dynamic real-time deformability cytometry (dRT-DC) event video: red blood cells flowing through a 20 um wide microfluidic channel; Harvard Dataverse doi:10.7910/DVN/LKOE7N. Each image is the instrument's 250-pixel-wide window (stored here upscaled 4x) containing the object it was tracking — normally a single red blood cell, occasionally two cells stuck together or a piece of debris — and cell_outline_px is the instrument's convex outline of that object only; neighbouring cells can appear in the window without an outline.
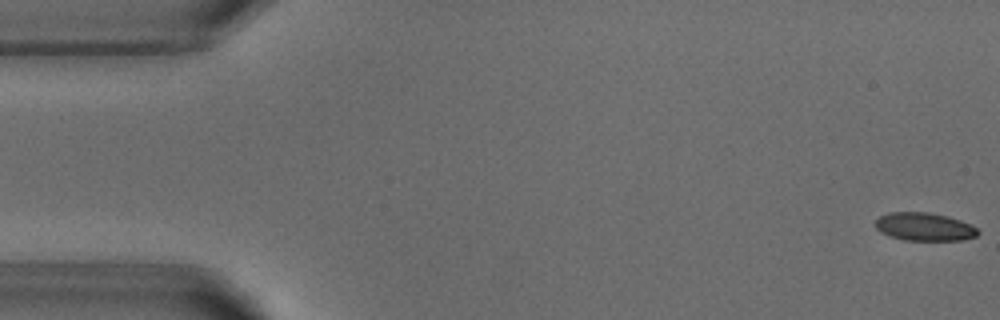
{"species": "common noctule bat (a hibernating species)", "species_latin": "Nyctalus noctula", "temperature_condition": "warm", "stored_images_in_passage": 52, "camera_frame_rate_fps": 3000, "um_per_image_px": 0.085, "animal": {"sex": "male", "body_mass_g": 18.8}, "frame": {"image": 1, "passage_image": 1, "time_ms": 0.0, "image_size_px": [1000, 320], "cell_outline_px": [[980, 232], [976, 236], [964, 240], [904, 240], [888, 236], [880, 232], [876, 228], [876, 220], [880, 216], [888, 212], [928, 212], [948, 216], [972, 224]], "centroid_in_image_um": [78.58, 19.27], "position_along_channel_um": 6.4, "area_um2": 16.94}}
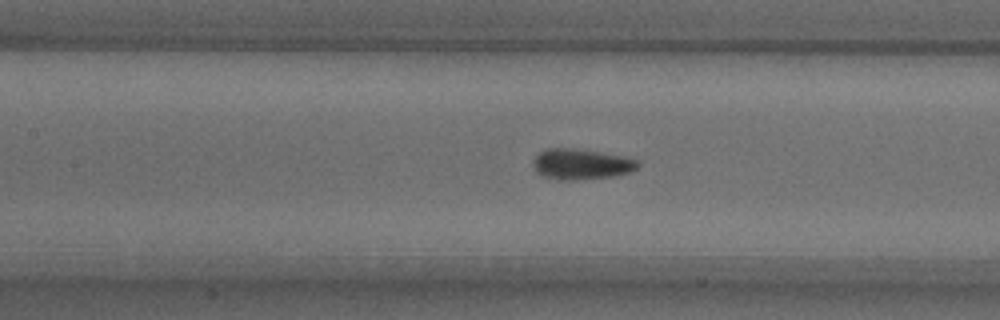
{"frame": {"image": 2, "passage_image": 23, "time_ms": 7.333, "image_size_px": [1000, 320], "cell_outline_px": [[640, 164], [632, 172], [612, 176], [572, 180], [560, 180], [540, 176], [536, 172], [532, 164], [532, 160], [544, 148], [568, 148], [600, 152], [620, 156], [636, 160]], "centroid_in_image_um": [49.33, 13.96], "position_along_channel_um": 158.1, "area_um2": 18.61}}
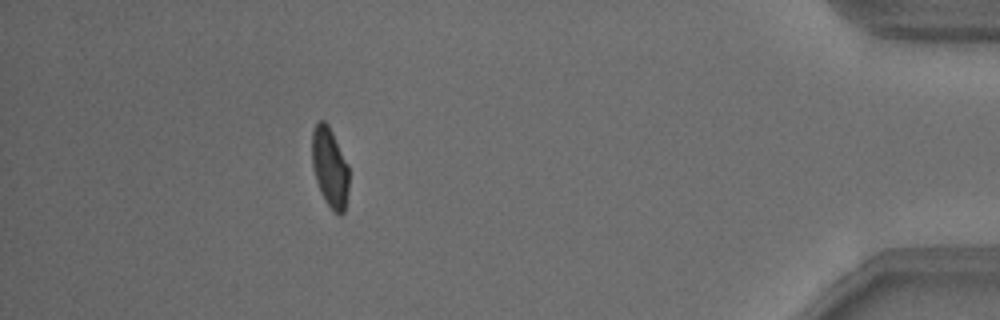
{"frame": {"image": 3, "passage_image": 47, "time_ms": 15.333, "image_size_px": [1000, 320], "cell_outline_px": [[348, 188], [344, 212], [340, 216], [324, 200], [320, 192], [316, 180], [312, 164], [312, 132], [316, 124], [320, 120], [324, 120], [328, 124], [348, 164]], "centroid_in_image_um": [28.03, 14.22], "position_along_channel_um": 407.2, "area_um2": 16.99}, "authors_computed_cell_mechanics": {"area_um2": 17.9758, "velocity_mm_per_s": 3.828, "shape_relaxation_time_tau1_ms": 2.7343, "shape_relaxation_time_tau2_ms": 0.4172, "deformation_change_tau1": 0.1325, "deformation_change_tau2": 0.0507}}